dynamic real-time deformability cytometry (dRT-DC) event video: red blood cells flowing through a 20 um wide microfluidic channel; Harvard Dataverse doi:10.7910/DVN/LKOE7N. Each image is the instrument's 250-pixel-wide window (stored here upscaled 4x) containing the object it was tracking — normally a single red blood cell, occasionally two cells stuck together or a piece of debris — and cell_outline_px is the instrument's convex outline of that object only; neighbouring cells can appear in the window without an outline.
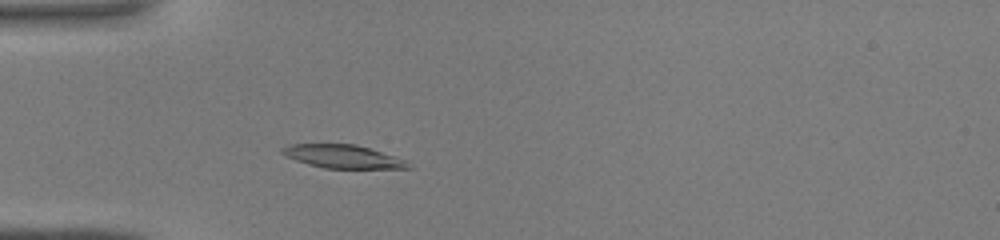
{"species": "common noctule bat (a hibernating species)", "species_latin": "Nyctalus noctula", "temperature_condition": "warm", "stored_images_in_passage": 37, "camera_frame_rate_fps": 3000, "um_per_image_px": 0.085, "animal": {"sex": "male", "body_mass_g": 19.0, "forearm_length_mm": 50.8}, "frame": {"image": 1, "passage_image": 6, "time_ms": 1.667, "image_size_px": [1000, 240], "cell_outline_px": [[412, 168], [324, 168], [308, 164], [296, 160], [280, 152], [280, 148], [292, 144], [356, 144], [404, 160]], "centroid_in_image_um": [29.08, 13.3], "position_along_channel_um": 55.9, "area_um2": 16.65}}
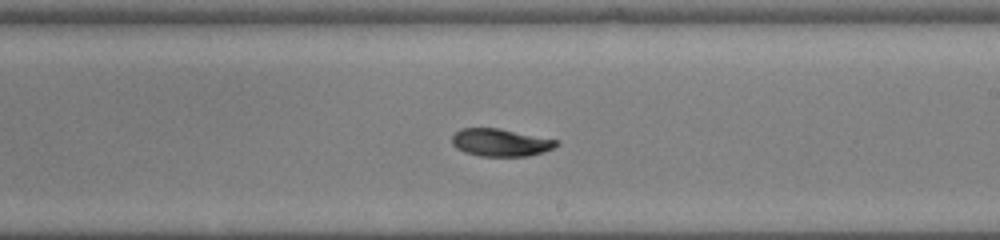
{"frame": {"image": 2, "passage_image": 19, "time_ms": 6.0, "image_size_px": [1000, 240], "cell_outline_px": [[560, 144], [544, 152], [528, 156], [480, 156], [464, 152], [456, 148], [452, 144], [452, 136], [460, 128], [500, 128], [560, 140]], "centroid_in_image_um": [42.57, 12.11], "position_along_channel_um": 246.4, "area_um2": 16.99}}
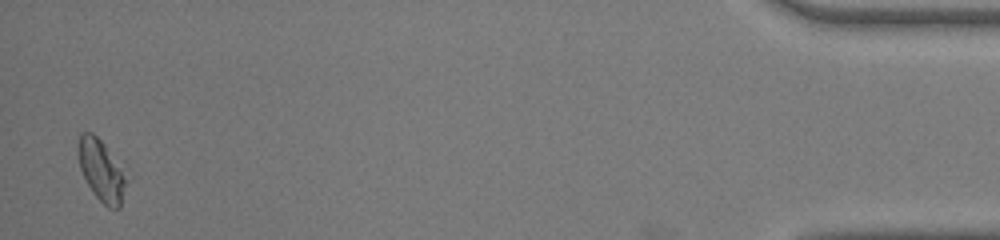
{"frame": {"image": 3, "passage_image": 36, "time_ms": 11.667, "image_size_px": [1000, 240], "cell_outline_px": [[128, 180], [120, 208], [108, 208], [92, 192], [80, 168], [76, 152], [80, 132], [92, 132], [104, 144]], "centroid_in_image_um": [8.58, 14.49], "position_along_channel_um": 426.6, "area_um2": 16.99}}